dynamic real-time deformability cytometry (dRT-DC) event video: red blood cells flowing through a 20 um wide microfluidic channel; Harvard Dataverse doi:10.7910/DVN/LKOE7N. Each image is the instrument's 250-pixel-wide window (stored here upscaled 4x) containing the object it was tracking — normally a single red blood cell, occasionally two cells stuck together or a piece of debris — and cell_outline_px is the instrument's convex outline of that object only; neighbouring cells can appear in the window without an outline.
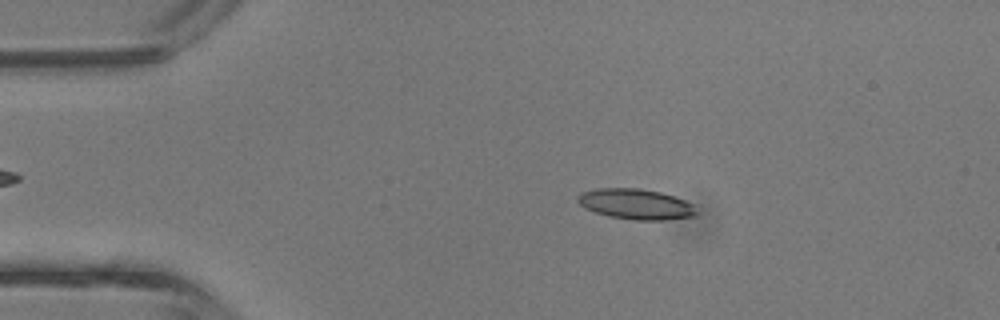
{"species": "common noctule bat (a hibernating species)", "species_latin": "Nyctalus noctula", "temperature_condition": "room temperature", "stored_images_in_passage": 4, "camera_frame_rate_fps": 3000, "um_per_image_px": 0.085, "animal": {"sex": "male", "body_mass_g": 13.3}, "frame": {"image": 1, "passage_image": 3, "time_ms": 0.667, "image_size_px": [1000, 320], "cell_outline_px": [[696, 216], [664, 220], [636, 220], [608, 216], [584, 208], [576, 200], [576, 196], [580, 192], [596, 188], [640, 188], [660, 192], [684, 200], [692, 204], [696, 212]], "centroid_in_image_um": [53.99, 17.34], "position_along_channel_um": 31.0, "area_um2": 21.1}}